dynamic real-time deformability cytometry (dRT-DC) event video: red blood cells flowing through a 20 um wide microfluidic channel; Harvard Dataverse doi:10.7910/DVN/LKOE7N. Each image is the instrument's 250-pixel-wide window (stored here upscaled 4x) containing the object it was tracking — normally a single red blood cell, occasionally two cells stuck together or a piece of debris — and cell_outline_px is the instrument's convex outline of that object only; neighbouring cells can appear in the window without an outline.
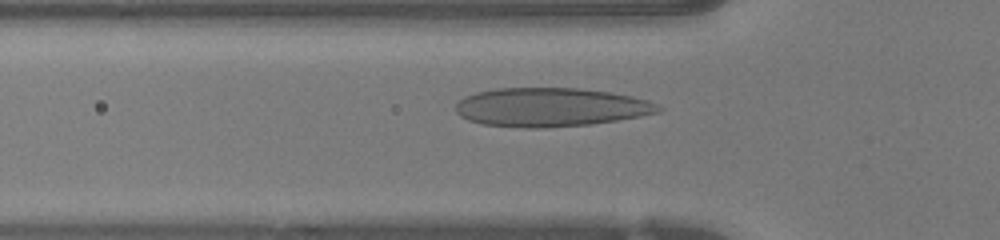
{"species": "human", "species_latin": "Homo sapiens", "temperature_condition": "warm", "stored_images_in_passage": 44, "camera_frame_rate_fps": 3000, "um_per_image_px": 0.085, "donor": {"sex": "female"}, "frame": {"image": 1, "passage_image": 14, "time_ms": 4.333, "image_size_px": [1000, 240], "cell_outline_px": [[664, 108], [660, 112], [640, 116], [616, 120], [588, 124], [544, 128], [524, 128], [484, 124], [468, 120], [460, 116], [456, 112], [456, 104], [464, 96], [476, 92], [496, 88], [580, 88], [612, 92], [632, 96], [648, 100]], "centroid_in_image_um": [46.8, 9.11], "position_along_channel_um": 79.0, "area_um2": 45.89}}
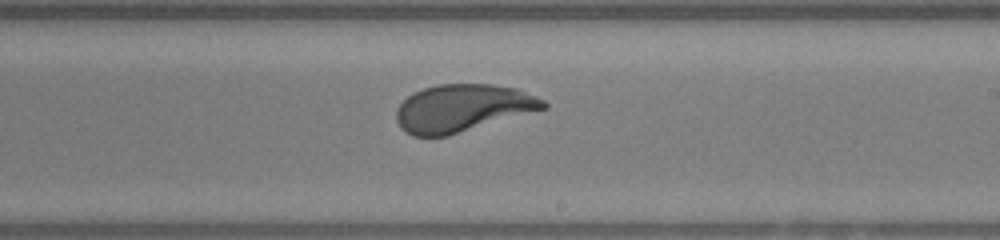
{"frame": {"image": 2, "passage_image": 26, "time_ms": 8.333, "image_size_px": [1000, 240], "cell_outline_px": [[548, 108], [448, 136], [412, 136], [404, 132], [400, 128], [396, 120], [396, 108], [412, 92], [436, 84], [492, 84], [516, 88], [536, 96], [544, 100], [548, 104]], "centroid_in_image_um": [39.31, 9.19], "position_along_channel_um": 249.7, "area_um2": 40.98}}
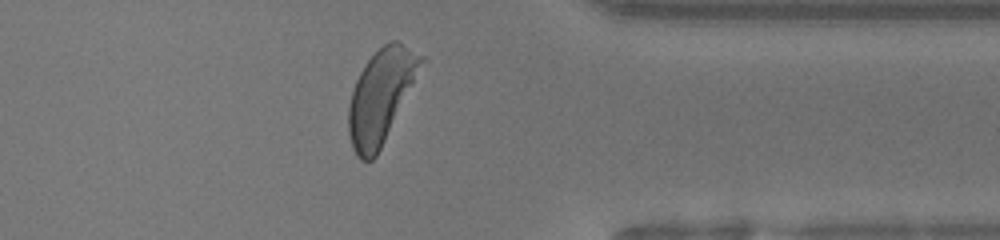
{"frame": {"image": 3, "passage_image": 36, "time_ms": 11.667, "image_size_px": [1000, 240], "cell_outline_px": [[428, 60], [376, 156], [372, 160], [360, 160], [356, 156], [352, 148], [348, 132], [348, 104], [356, 80], [364, 64], [384, 44], [392, 40], [396, 40], [424, 56]], "centroid_in_image_um": [32.41, 8.16], "position_along_channel_um": 379.0, "area_um2": 39.77}, "authors_computed_cell_mechanics": {"area_um2": 42.0495, "velocity_mm_per_s": 4.2528, "shape_relaxation_time_tau1_ms": 3.0025, "shape_relaxation_time_tau2_ms": null, "deformation_change_tau1": 0.1816, "deformation_change_tau2": null}}